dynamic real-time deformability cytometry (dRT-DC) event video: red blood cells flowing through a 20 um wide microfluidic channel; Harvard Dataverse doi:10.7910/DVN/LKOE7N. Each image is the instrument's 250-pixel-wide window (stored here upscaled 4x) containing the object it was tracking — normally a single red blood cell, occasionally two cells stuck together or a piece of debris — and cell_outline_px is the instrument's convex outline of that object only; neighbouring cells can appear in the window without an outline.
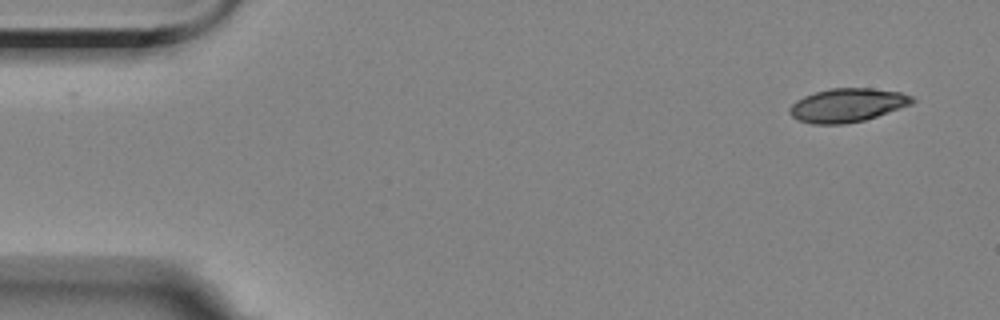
{"species": "Egyptian fruit bat (a non-hibernating species)", "species_latin": "Rousettus aegyptiacus", "temperature_condition": "room temperature", "stored_images_in_passage": 2, "camera_frame_rate_fps": 3000, "um_per_image_px": 0.085, "animal": {"sex": "female"}, "frame": {"image": 1, "passage_image": 2, "time_ms": 1.0, "image_size_px": [1000, 320], "cell_outline_px": [[916, 100], [912, 104], [864, 120], [844, 124], [812, 124], [800, 120], [792, 116], [788, 112], [788, 108], [796, 100], [804, 96], [816, 92], [832, 88], [872, 88], [900, 92], [912, 96]], "centroid_in_image_um": [72.02, 8.94], "position_along_channel_um": 13.0, "area_um2": 23.93}}